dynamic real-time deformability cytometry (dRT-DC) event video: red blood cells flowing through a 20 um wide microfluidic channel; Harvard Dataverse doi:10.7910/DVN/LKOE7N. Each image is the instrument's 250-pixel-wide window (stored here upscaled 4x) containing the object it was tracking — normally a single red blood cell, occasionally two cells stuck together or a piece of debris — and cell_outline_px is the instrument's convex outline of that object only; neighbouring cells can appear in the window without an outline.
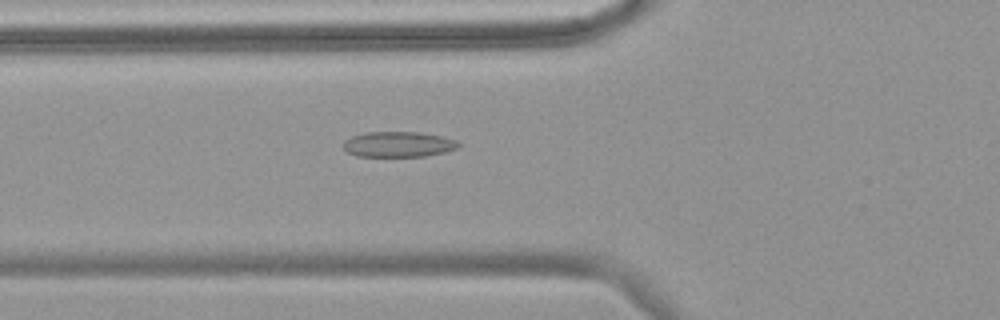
{"species": "common noctule bat (a hibernating species)", "species_latin": "Nyctalus noctula", "temperature_condition": "warm", "stored_images_in_passage": 41, "camera_frame_rate_fps": 3000, "um_per_image_px": 0.085, "animal": {"sex": "female", "body_mass_g": 18.4}, "frame": {"image": 1, "passage_image": 5, "time_ms": 1.333, "image_size_px": [1000, 320], "cell_outline_px": [[460, 144], [456, 148], [444, 152], [424, 156], [356, 156], [348, 152], [340, 144], [344, 140], [352, 136], [364, 132], [420, 132], [444, 136], [456, 140]], "centroid_in_image_um": [33.83, 12.25], "position_along_channel_um": 92.0, "area_um2": 17.17}}
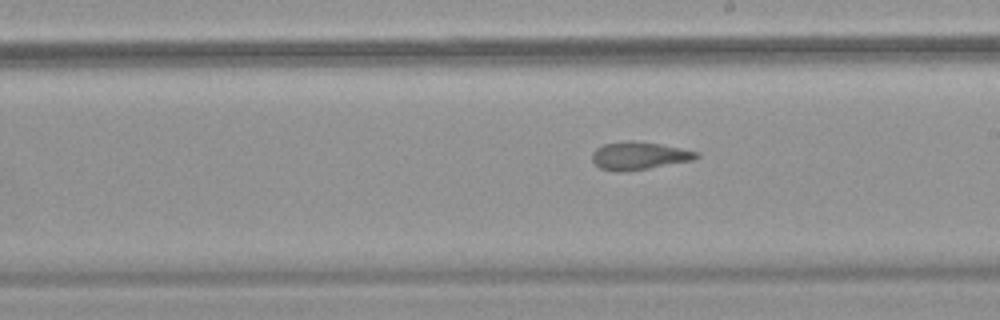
{"frame": {"image": 2, "passage_image": 17, "time_ms": 5.333, "image_size_px": [1000, 320], "cell_outline_px": [[700, 156], [692, 160], [648, 168], [620, 172], [616, 172], [600, 168], [592, 160], [592, 152], [596, 148], [604, 144], [628, 140], [632, 140], [660, 144], [700, 152]], "centroid_in_image_um": [54.3, 13.23], "position_along_channel_um": 234.7, "area_um2": 16.82}}
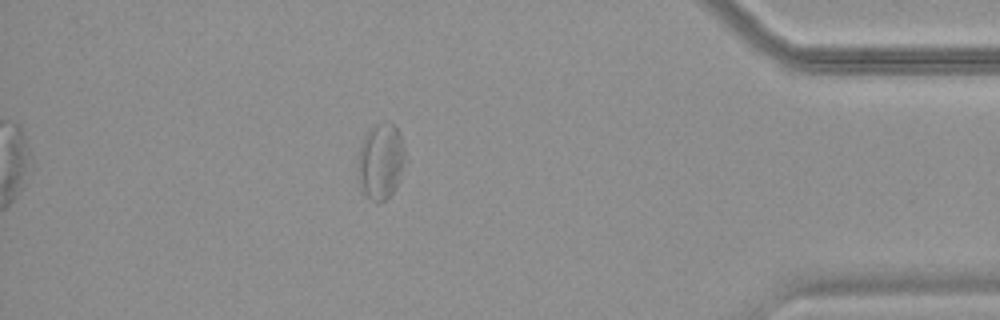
{"frame": {"image": 3, "passage_image": 34, "time_ms": 11.0, "image_size_px": [1000, 320], "cell_outline_px": [[404, 160], [400, 180], [396, 188], [384, 200], [372, 200], [364, 192], [356, 176], [356, 172], [360, 148], [368, 132], [376, 124], [392, 124], [400, 132], [404, 148]], "centroid_in_image_um": [32.36, 13.73], "position_along_channel_um": 402.8, "area_um2": 20.46}, "authors_computed_cell_mechanics": {"area_um2": 17.5134, "velocity_mm_per_s": 3.5725, "shape_relaxation_time_tau1_ms": null, "shape_relaxation_time_tau2_ms": 2.2502, "deformation_change_tau1": null, "deformation_change_tau2": 0.094}}